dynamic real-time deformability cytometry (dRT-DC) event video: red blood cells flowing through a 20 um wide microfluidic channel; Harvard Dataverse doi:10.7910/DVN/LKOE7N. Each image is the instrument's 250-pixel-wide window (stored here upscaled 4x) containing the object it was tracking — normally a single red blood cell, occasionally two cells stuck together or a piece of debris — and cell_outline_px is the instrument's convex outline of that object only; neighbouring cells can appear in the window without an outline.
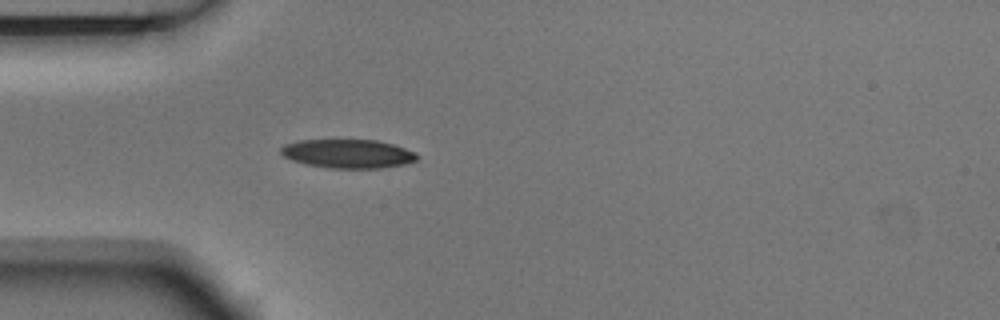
{"species": "Egyptian fruit bat (a non-hibernating species)", "species_latin": "Rousettus aegyptiacus", "temperature_condition": "room temperature", "stored_images_in_passage": 3, "camera_frame_rate_fps": 3000, "um_per_image_px": 0.085, "animal": {"sex": "male"}, "frame": {"image": 1, "passage_image": 3, "time_ms": 0.667, "image_size_px": [1000, 320], "cell_outline_px": [[416, 160], [404, 164], [384, 168], [328, 168], [308, 164], [292, 160], [284, 156], [280, 152], [280, 148], [284, 144], [300, 140], [376, 140], [392, 144], [416, 152]], "centroid_in_image_um": [29.56, 13.06], "position_along_channel_um": 55.4, "area_um2": 22.72}}